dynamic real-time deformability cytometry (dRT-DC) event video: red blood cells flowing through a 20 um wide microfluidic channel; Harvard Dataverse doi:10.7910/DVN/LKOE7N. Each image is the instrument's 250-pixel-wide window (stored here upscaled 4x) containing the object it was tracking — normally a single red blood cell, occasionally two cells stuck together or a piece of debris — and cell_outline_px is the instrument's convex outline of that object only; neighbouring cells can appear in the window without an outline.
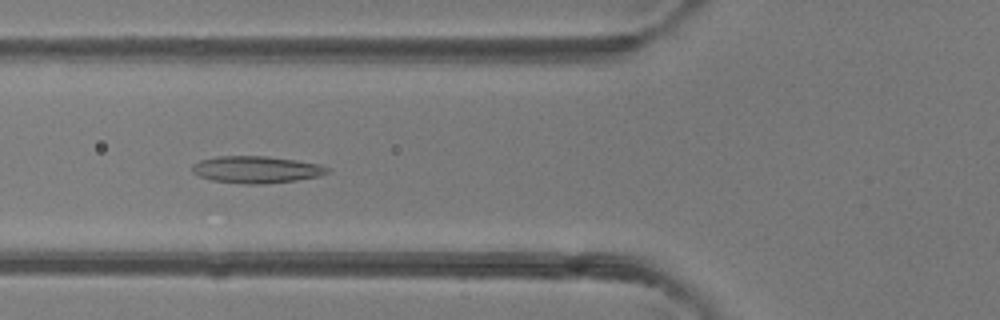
{"species": "common noctule bat (a hibernating species)", "species_latin": "Nyctalus noctula", "temperature_condition": "room temperature", "stored_images_in_passage": 47, "camera_frame_rate_fps": 3000, "um_per_image_px": 0.085, "animal": {"sex": "female"}, "frame": {"image": 1, "passage_image": 17, "time_ms": 5.333, "image_size_px": [1000, 320], "cell_outline_px": [[332, 172], [320, 176], [296, 180], [264, 184], [244, 184], [212, 180], [200, 176], [192, 172], [192, 164], [200, 160], [216, 156], [268, 156], [296, 160], [320, 164], [328, 168]], "centroid_in_image_um": [21.81, 14.41], "position_along_channel_um": 104.0, "area_um2": 21.39}}
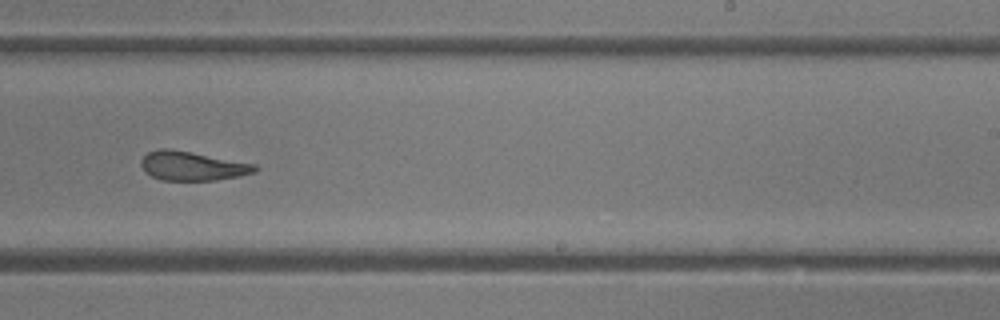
{"frame": {"image": 2, "passage_image": 29, "time_ms": 9.333, "image_size_px": [1000, 320], "cell_outline_px": [[260, 168], [256, 172], [240, 176], [216, 180], [160, 180], [144, 172], [140, 164], [140, 160], [148, 152], [160, 148], [168, 148], [192, 152], [256, 164]], "centroid_in_image_um": [16.35, 14.11], "position_along_channel_um": 272.6, "area_um2": 19.48}}
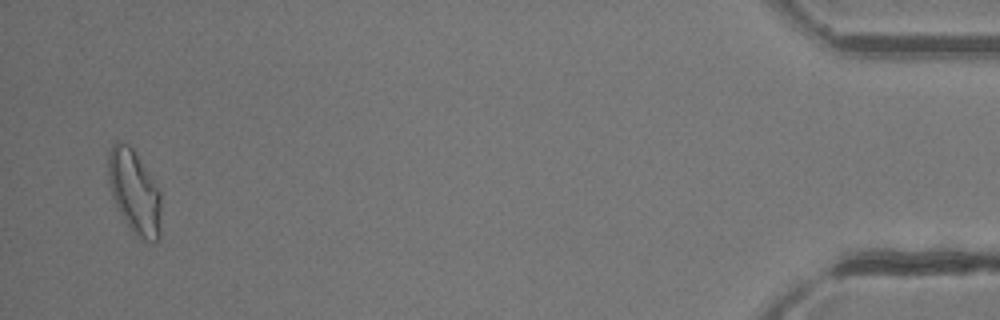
{"frame": {"image": 3, "passage_image": 46, "time_ms": 15.0, "image_size_px": [1000, 320], "cell_outline_px": [[160, 236], [152, 244], [136, 236], [124, 220], [112, 196], [108, 180], [108, 152], [112, 144], [116, 140], [120, 140], [128, 144], [132, 148], [160, 192]], "centroid_in_image_um": [11.4, 16.32], "position_along_channel_um": 423.8, "area_um2": 25.61}, "authors_computed_cell_mechanics": {"area_um2": 21.7906, "velocity_mm_per_s": 4.2102, "shape_relaxation_time_tau1_ms": null, "shape_relaxation_time_tau2_ms": 2.3952, "deformation_change_tau1": null, "deformation_change_tau2": 0.1117}}